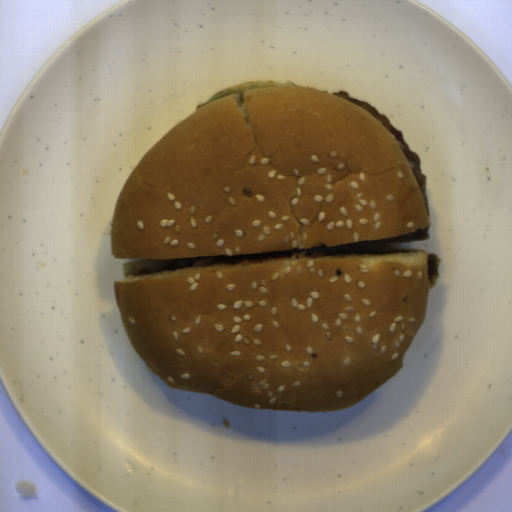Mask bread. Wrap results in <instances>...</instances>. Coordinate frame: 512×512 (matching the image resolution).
<instances>
[{
  "instance_id": "bread-1",
  "label": "bread",
  "mask_w": 512,
  "mask_h": 512,
  "mask_svg": "<svg viewBox=\"0 0 512 512\" xmlns=\"http://www.w3.org/2000/svg\"><path fill=\"white\" fill-rule=\"evenodd\" d=\"M120 321L168 387L290 412L343 410L405 365L426 319L428 251L154 272L175 259L335 247L423 231L420 186L387 127L280 85L203 104L142 157L109 221Z\"/></svg>"
},
{
  "instance_id": "bread-2",
  "label": "bread",
  "mask_w": 512,
  "mask_h": 512,
  "mask_svg": "<svg viewBox=\"0 0 512 512\" xmlns=\"http://www.w3.org/2000/svg\"><path fill=\"white\" fill-rule=\"evenodd\" d=\"M266 82H278V81H272V80H248V81H245V82L233 85V86H231V87H229L227 89H224V90L218 92L217 94L225 92V91H228V90H231V89H234V88H237V87H240V86L253 85V84H259V83H266Z\"/></svg>"
}]
</instances>
